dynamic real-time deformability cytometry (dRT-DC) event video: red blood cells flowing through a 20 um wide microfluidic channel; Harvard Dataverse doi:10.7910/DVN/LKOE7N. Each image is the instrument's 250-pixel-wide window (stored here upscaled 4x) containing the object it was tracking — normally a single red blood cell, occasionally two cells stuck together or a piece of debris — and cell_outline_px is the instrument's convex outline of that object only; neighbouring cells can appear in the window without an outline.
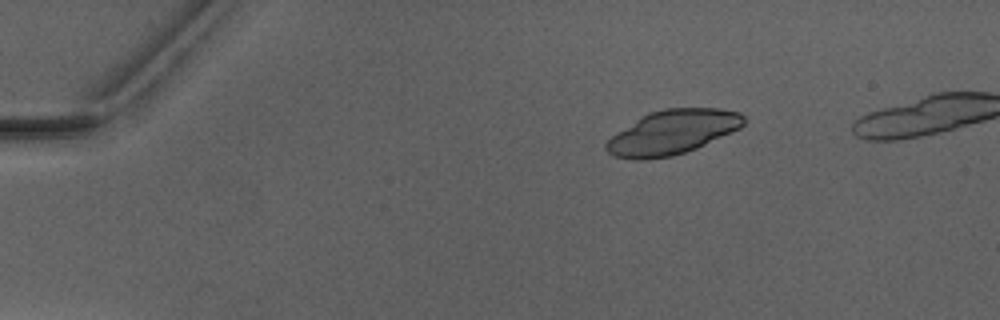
{"species": "Egyptian fruit bat (a non-hibernating species)", "species_latin": "Rousettus aegyptiacus", "temperature_condition": "warm", "stored_images_in_passage": 6, "camera_frame_rate_fps": 3000, "um_per_image_px": 0.085, "animal": {"sex": "male"}, "frame": {"image": 1, "passage_image": 3, "time_ms": 2.333, "image_size_px": [1000, 320], "cell_outline_px": [[744, 124], [740, 128], [696, 148], [672, 156], [644, 160], [636, 160], [616, 156], [608, 152], [604, 148], [604, 144], [612, 136], [648, 112], [664, 108], [720, 108], [740, 112], [744, 116]], "centroid_in_image_um": [57.16, 11.23], "position_along_channel_um": 27.8, "area_um2": 35.2}}